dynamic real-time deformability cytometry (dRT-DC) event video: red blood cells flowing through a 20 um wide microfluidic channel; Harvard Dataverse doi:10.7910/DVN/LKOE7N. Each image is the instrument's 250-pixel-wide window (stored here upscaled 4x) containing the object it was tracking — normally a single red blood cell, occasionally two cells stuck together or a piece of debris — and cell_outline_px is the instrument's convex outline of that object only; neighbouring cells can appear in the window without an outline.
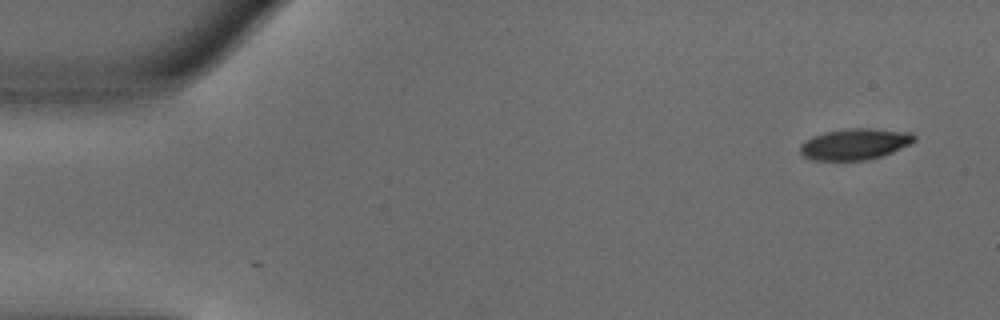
{"species": "common noctule bat (a hibernating species)", "species_latin": "Nyctalus noctula", "temperature_condition": "warm", "stored_images_in_passage": 48, "camera_frame_rate_fps": 3000, "um_per_image_px": 0.085, "animal": {"sex": "male", "body_mass_g": 18.8}, "frame": {"image": 1, "passage_image": 1, "time_ms": 0.0, "image_size_px": [1000, 320], "cell_outline_px": [[916, 140], [892, 152], [880, 156], [864, 160], [812, 160], [804, 156], [800, 152], [800, 144], [804, 140], [812, 136], [824, 132], [844, 128], [876, 128], [912, 132], [916, 136]], "centroid_in_image_um": [72.65, 12.22], "position_along_channel_um": 12.4, "area_um2": 20.87}}
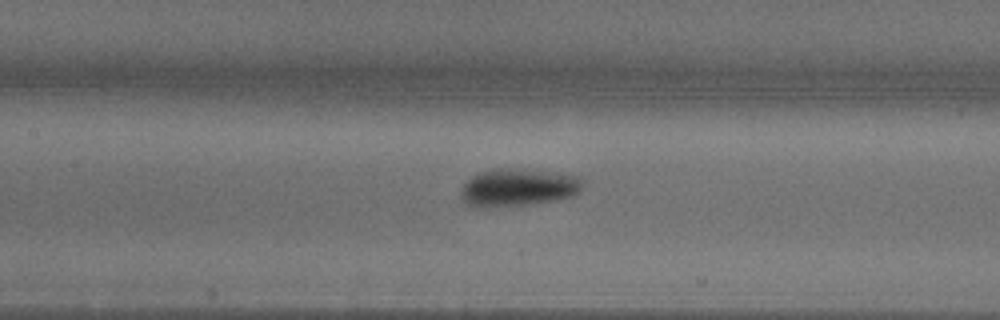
{"frame": {"image": 2, "passage_image": 21, "time_ms": 6.667, "image_size_px": [1000, 320], "cell_outline_px": [[584, 180], [580, 192], [572, 196], [556, 200], [528, 204], [484, 208], [476, 208], [468, 204], [460, 196], [460, 188], [472, 176], [480, 172], [496, 168], [508, 168], [580, 176]], "centroid_in_image_um": [44.01, 15.95], "position_along_channel_um": 163.4, "area_um2": 26.65}}
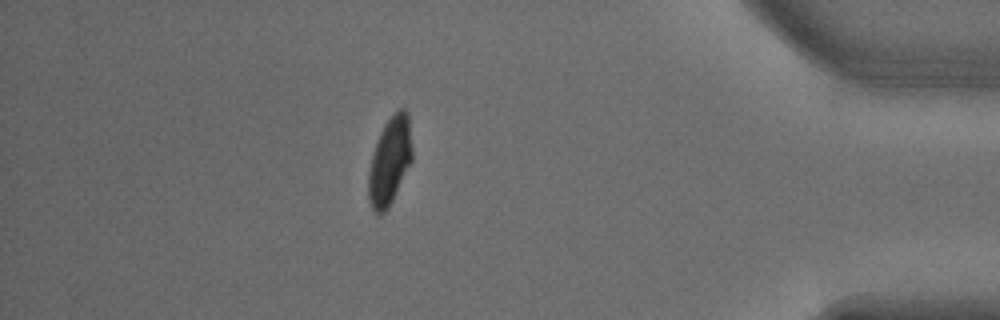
{"frame": {"image": 3, "passage_image": 42, "time_ms": 13.667, "image_size_px": [1000, 320], "cell_outline_px": [[412, 160], [388, 208], [380, 216], [376, 216], [368, 200], [368, 172], [372, 156], [380, 132], [384, 124], [400, 108], [404, 108], [408, 112], [412, 148]], "centroid_in_image_um": [33.12, 13.72], "position_along_channel_um": 402.1, "area_um2": 22.2}, "authors_computed_cell_mechanics": {"area_um2": 23.2934, "velocity_mm_per_s": 4.0044, "shape_relaxation_time_tau1_ms": 3.8096, "shape_relaxation_time_tau2_ms": null, "deformation_change_tau1": 0.1635, "deformation_change_tau2": null}}